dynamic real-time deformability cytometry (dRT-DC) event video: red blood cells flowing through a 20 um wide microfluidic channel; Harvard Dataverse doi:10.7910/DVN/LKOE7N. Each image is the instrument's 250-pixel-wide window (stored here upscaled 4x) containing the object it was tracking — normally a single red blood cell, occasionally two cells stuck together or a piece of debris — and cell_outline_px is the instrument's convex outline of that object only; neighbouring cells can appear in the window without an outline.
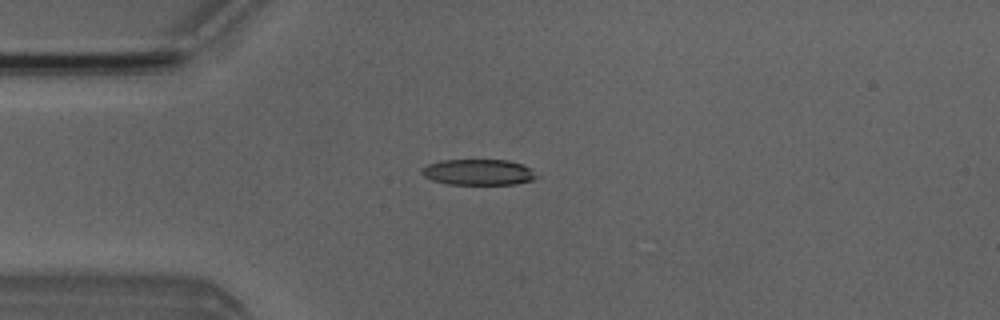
{"species": "Egyptian fruit bat (a non-hibernating species)", "species_latin": "Rousettus aegyptiacus", "temperature_condition": "room temperature", "stored_images_in_passage": 5, "camera_frame_rate_fps": 3000, "um_per_image_px": 0.085, "animal": {"sex": "male"}, "frame": {"image": 1, "passage_image": 4, "time_ms": 3.667, "image_size_px": [1000, 320], "cell_outline_px": [[540, 176], [532, 180], [516, 184], [448, 184], [432, 180], [424, 176], [420, 172], [420, 168], [428, 164], [440, 160], [508, 160], [524, 164], [532, 168]], "centroid_in_image_um": [40.69, 14.63], "position_along_channel_um": 44.3, "area_um2": 17.57}}